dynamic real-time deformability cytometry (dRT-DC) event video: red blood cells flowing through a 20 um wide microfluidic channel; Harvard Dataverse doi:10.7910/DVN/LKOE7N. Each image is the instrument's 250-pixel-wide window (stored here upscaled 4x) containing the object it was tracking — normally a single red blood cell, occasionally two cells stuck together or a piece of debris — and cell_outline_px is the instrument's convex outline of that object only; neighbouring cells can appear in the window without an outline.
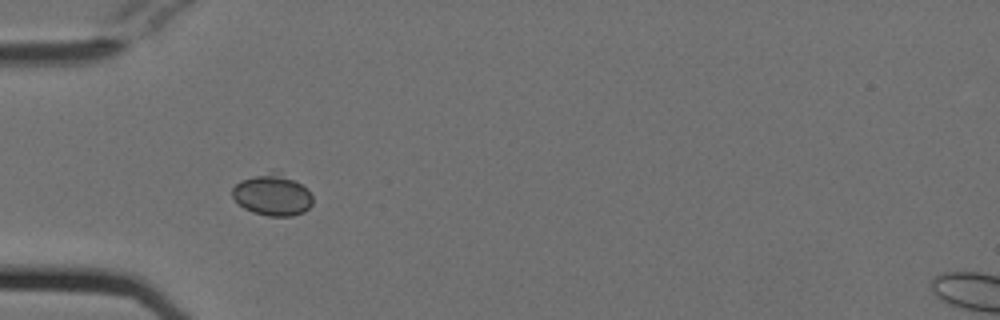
{"species": "Egyptian fruit bat (a non-hibernating species)", "species_latin": "Rousettus aegyptiacus", "temperature_condition": "cold", "stored_images_in_passage": 38, "camera_frame_rate_fps": 3000, "um_per_image_px": 0.085, "animal": {"sex": "female"}, "frame": {"image": 1, "passage_image": 1, "time_ms": 0.0, "image_size_px": [1000, 320], "cell_outline_px": [[312, 204], [304, 212], [292, 216], [268, 216], [252, 212], [244, 208], [232, 196], [232, 188], [240, 180], [276, 168], [308, 188], [312, 196]], "centroid_in_image_um": [23.17, 16.53], "position_along_channel_um": 61.8, "area_um2": 19.83}}
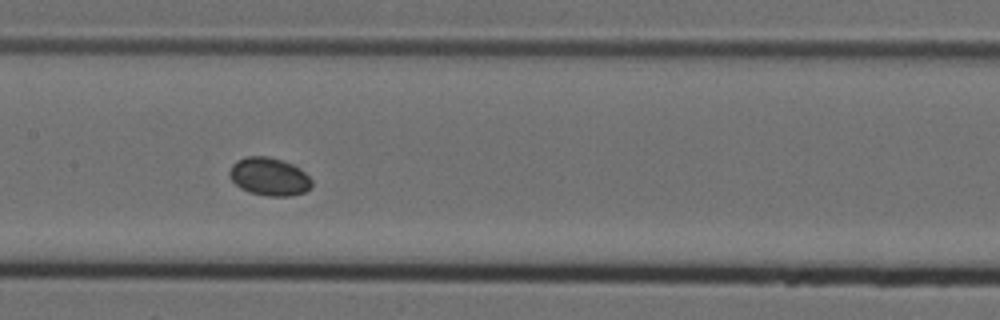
{"frame": {"image": 2, "passage_image": 11, "time_ms": 3.333, "image_size_px": [1000, 320], "cell_outline_px": [[312, 184], [304, 192], [292, 196], [268, 196], [248, 192], [240, 188], [228, 176], [228, 172], [232, 164], [236, 160], [244, 156], [268, 156], [284, 160], [300, 168], [312, 180]], "centroid_in_image_um": [22.85, 15.0], "position_along_channel_um": 184.6, "area_um2": 18.44}}
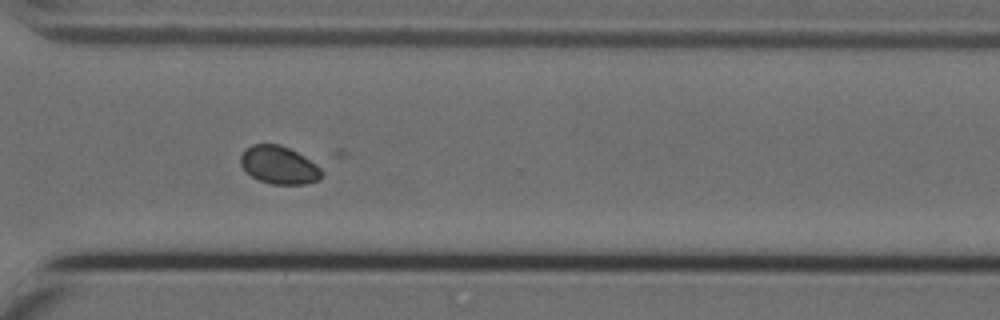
{"frame": {"image": 3, "passage_image": 24, "time_ms": 7.667, "image_size_px": [1000, 320], "cell_outline_px": [[324, 176], [320, 180], [304, 184], [272, 184], [260, 180], [252, 176], [240, 164], [240, 156], [244, 148], [252, 144], [280, 144], [304, 156], [316, 164], [324, 172]], "centroid_in_image_um": [23.73, 14.03], "position_along_channel_um": 346.9, "area_um2": 17.98}}